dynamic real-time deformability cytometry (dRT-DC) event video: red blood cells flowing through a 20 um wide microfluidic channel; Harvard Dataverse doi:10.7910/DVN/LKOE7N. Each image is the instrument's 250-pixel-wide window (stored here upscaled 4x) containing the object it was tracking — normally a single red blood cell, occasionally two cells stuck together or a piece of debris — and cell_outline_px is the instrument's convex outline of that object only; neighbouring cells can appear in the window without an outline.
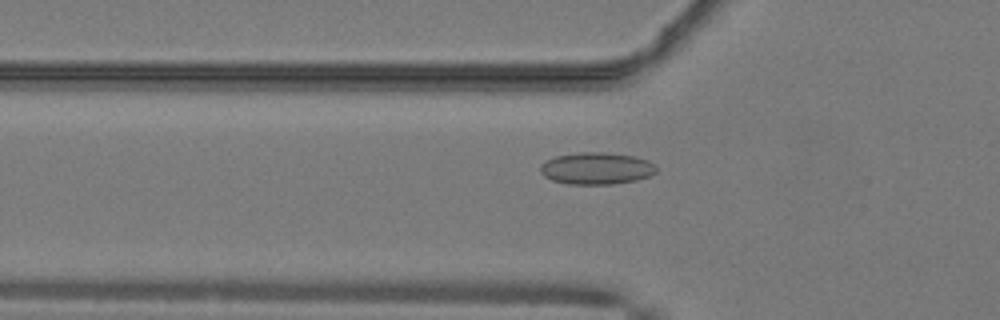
{"species": "common noctule bat (a hibernating species)", "species_latin": "Nyctalus noctula", "temperature_condition": "warm", "stored_images_in_passage": 51, "camera_frame_rate_fps": 3000, "um_per_image_px": 0.085, "animal": {"sex": "male", "body_mass_g": 19.2, "forearm_length_mm": 51.8}, "frame": {"image": 1, "passage_image": 18, "time_ms": 5.667, "image_size_px": [1000, 320], "cell_outline_px": [[656, 172], [648, 176], [636, 180], [612, 184], [568, 184], [552, 180], [544, 176], [540, 172], [540, 164], [556, 156], [580, 152], [604, 152], [636, 156], [648, 160], [656, 164]], "centroid_in_image_um": [50.71, 14.31], "position_along_channel_um": 75.1, "area_um2": 21.68}}
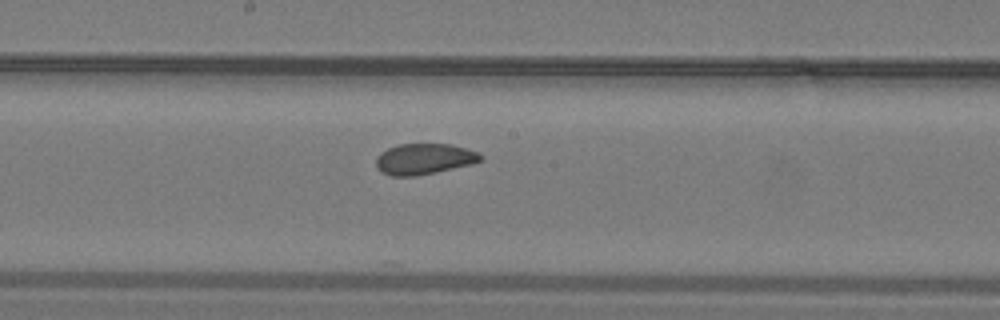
{"frame": {"image": 2, "passage_image": 28, "time_ms": 9.0, "image_size_px": [1000, 320], "cell_outline_px": [[484, 156], [480, 160], [472, 164], [416, 176], [392, 176], [380, 172], [376, 168], [376, 156], [380, 152], [396, 144], [452, 144], [476, 152]], "centroid_in_image_um": [35.99, 13.51], "position_along_channel_um": 212.2, "area_um2": 18.84}}
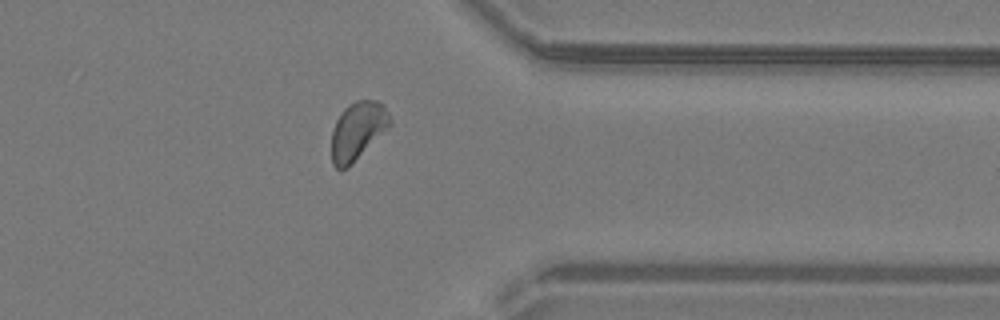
{"frame": {"image": 3, "passage_image": 41, "time_ms": 13.333, "image_size_px": [1000, 320], "cell_outline_px": [[392, 124], [348, 168], [336, 168], [332, 164], [332, 128], [336, 120], [344, 108], [348, 104], [356, 100], [376, 100], [384, 104], [392, 120]], "centroid_in_image_um": [30.41, 11.1], "position_along_channel_um": 381.0, "area_um2": 19.83}, "authors_computed_cell_mechanics": {"area_um2": 19.8254, "velocity_mm_per_s": 4.0823, "shape_relaxation_time_tau1_ms": 6.4723, "shape_relaxation_time_tau2_ms": 1.6056, "deformation_change_tau1": 0.09, "deformation_change_tau2": 0.0664}}